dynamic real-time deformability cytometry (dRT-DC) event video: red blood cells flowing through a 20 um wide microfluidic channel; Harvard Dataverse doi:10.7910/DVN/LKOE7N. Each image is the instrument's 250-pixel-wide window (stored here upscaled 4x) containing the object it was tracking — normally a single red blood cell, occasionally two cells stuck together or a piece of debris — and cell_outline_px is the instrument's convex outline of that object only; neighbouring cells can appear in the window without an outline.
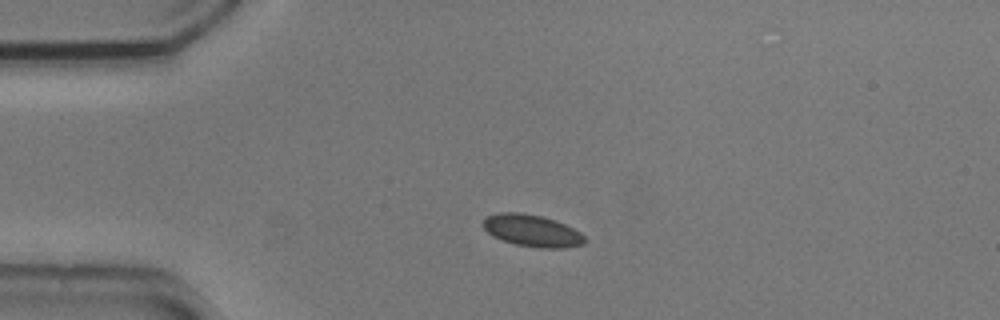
{"species": "common noctule bat (a hibernating species)", "species_latin": "Nyctalus noctula", "temperature_condition": "cold", "stored_images_in_passage": 4, "camera_frame_rate_fps": 3000, "um_per_image_px": 0.085, "animal": {"sex": "male", "body_mass_g": 20.5, "forearm_length_mm": 52.5}, "frame": {"image": 1, "passage_image": 3, "time_ms": 0.667, "image_size_px": [1000, 320], "cell_outline_px": [[588, 240], [584, 244], [564, 248], [540, 248], [516, 244], [492, 236], [480, 224], [488, 216], [500, 212], [520, 212], [540, 216], [564, 224], [580, 232]], "centroid_in_image_um": [45.23, 19.61], "position_along_channel_um": 39.8, "area_um2": 18.79}}